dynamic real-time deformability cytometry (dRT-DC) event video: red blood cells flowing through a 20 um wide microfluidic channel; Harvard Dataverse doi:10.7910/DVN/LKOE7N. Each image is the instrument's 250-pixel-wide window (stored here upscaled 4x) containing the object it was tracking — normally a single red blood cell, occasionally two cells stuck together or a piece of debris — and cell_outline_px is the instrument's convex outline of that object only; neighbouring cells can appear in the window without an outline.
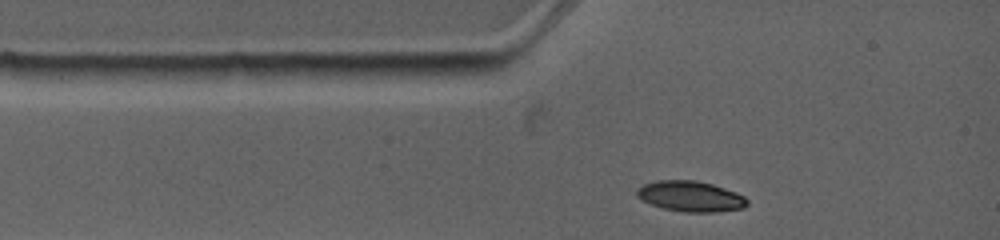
{"species": "common noctule bat (a hibernating species)", "species_latin": "Nyctalus noctula", "temperature_condition": "warm", "stored_images_in_passage": 2, "camera_frame_rate_fps": 4500, "um_per_image_px": 0.085, "animal": {"sex": "female", "body_mass_g": 19.0, "forearm_length_mm": 53.3}, "frame": {"image": 1, "passage_image": 1, "time_ms": 0.0, "image_size_px": [1000, 240], "cell_outline_px": [[748, 204], [744, 208], [716, 212], [684, 212], [664, 208], [652, 204], [636, 196], [636, 188], [644, 184], [656, 180], [696, 180], [712, 184], [736, 192], [744, 196], [748, 200]], "centroid_in_image_um": [58.71, 16.68], "position_along_channel_um": 26.3, "area_um2": 19.65}}